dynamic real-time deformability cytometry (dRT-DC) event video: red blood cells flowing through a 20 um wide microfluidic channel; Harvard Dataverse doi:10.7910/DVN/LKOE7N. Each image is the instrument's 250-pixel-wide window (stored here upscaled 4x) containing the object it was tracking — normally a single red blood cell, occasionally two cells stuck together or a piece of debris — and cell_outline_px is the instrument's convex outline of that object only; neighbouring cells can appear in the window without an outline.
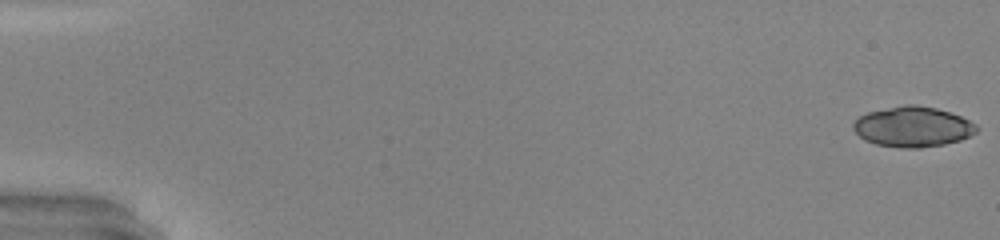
{"species": "common noctule bat (a hibernating species)", "species_latin": "Nyctalus noctula", "temperature_condition": "warm", "stored_images_in_passage": 6, "camera_frame_rate_fps": 3000, "um_per_image_px": 0.085, "animal": {"sex": "male", "body_mass_g": 20.0, "forearm_length_mm": 53.3}, "frame": {"image": 1, "passage_image": 1, "time_ms": 0.0, "image_size_px": [1000, 240], "cell_outline_px": [[980, 128], [976, 132], [960, 140], [944, 144], [920, 148], [900, 148], [876, 144], [864, 140], [852, 128], [852, 124], [860, 116], [868, 112], [904, 104], [916, 104], [936, 108], [960, 116], [976, 124]], "centroid_in_image_um": [77.58, 10.78], "position_along_channel_um": 7.4, "area_um2": 28.96}}